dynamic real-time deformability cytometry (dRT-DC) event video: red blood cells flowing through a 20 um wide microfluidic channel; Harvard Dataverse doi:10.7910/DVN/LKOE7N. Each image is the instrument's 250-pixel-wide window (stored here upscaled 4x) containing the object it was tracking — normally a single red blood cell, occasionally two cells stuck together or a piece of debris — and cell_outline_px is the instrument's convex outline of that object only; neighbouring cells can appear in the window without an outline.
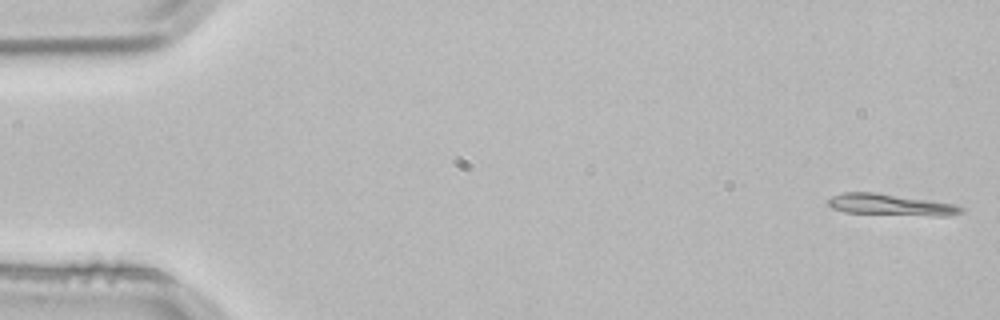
{"species": "common noctule bat (a hibernating species)", "species_latin": "Nyctalus noctula", "temperature_condition": "room temperature", "stored_images_in_passage": 4, "segment_of_instrument_passage": [1, 2], "camera_frame_rate_fps": 3000, "um_per_image_px": 0.085, "animal": {"sex": "male", "body_mass_g": 21.5, "forearm_length_mm": 52.0}, "frame": {"image": 1, "passage_image": 1, "time_ms": 0.0, "image_size_px": [1000, 320], "cell_outline_px": [[964, 212], [948, 216], [932, 216], [844, 212], [832, 208], [828, 204], [828, 200], [832, 196], [844, 192], [872, 192], [956, 204], [964, 208]], "centroid_in_image_um": [75.73, 17.41], "position_along_channel_um": 9.3, "area_um2": 16.47}}
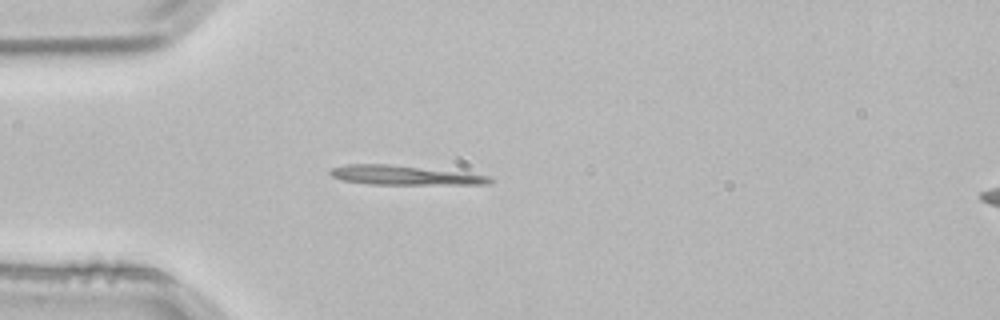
{"frame": {"image": 2, "passage_image": 3, "time_ms": 0.667, "image_size_px": [1000, 320], "cell_outline_px": [[492, 180], [488, 184], [368, 184], [344, 180], [332, 176], [328, 172], [332, 168], [348, 164], [388, 164], [464, 172], [488, 176]], "centroid_in_image_um": [34.35, 14.89], "position_along_channel_um": 50.6, "area_um2": 17.74}}